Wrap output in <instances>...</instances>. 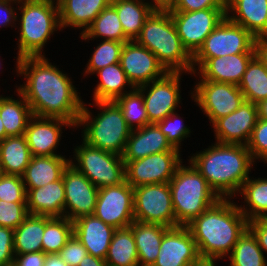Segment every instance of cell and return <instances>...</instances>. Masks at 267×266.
I'll return each instance as SVG.
<instances>
[{
	"mask_svg": "<svg viewBox=\"0 0 267 266\" xmlns=\"http://www.w3.org/2000/svg\"><path fill=\"white\" fill-rule=\"evenodd\" d=\"M16 60V73L27 79L16 90L24 96L33 115L63 119L76 128L84 101L67 73L45 56Z\"/></svg>",
	"mask_w": 267,
	"mask_h": 266,
	"instance_id": "cell-1",
	"label": "cell"
},
{
	"mask_svg": "<svg viewBox=\"0 0 267 266\" xmlns=\"http://www.w3.org/2000/svg\"><path fill=\"white\" fill-rule=\"evenodd\" d=\"M202 260L228 258L239 237L248 228V220L231 199H220L187 226Z\"/></svg>",
	"mask_w": 267,
	"mask_h": 266,
	"instance_id": "cell-2",
	"label": "cell"
},
{
	"mask_svg": "<svg viewBox=\"0 0 267 266\" xmlns=\"http://www.w3.org/2000/svg\"><path fill=\"white\" fill-rule=\"evenodd\" d=\"M188 161L221 199L238 195L255 164L246 145L218 142L192 154Z\"/></svg>",
	"mask_w": 267,
	"mask_h": 266,
	"instance_id": "cell-3",
	"label": "cell"
},
{
	"mask_svg": "<svg viewBox=\"0 0 267 266\" xmlns=\"http://www.w3.org/2000/svg\"><path fill=\"white\" fill-rule=\"evenodd\" d=\"M135 41L150 50L167 72L193 73V56L183 46L167 8H155Z\"/></svg>",
	"mask_w": 267,
	"mask_h": 266,
	"instance_id": "cell-4",
	"label": "cell"
},
{
	"mask_svg": "<svg viewBox=\"0 0 267 266\" xmlns=\"http://www.w3.org/2000/svg\"><path fill=\"white\" fill-rule=\"evenodd\" d=\"M100 113L92 115L85 102L76 128L83 127L82 139L90 146L123 155L132 129L116 101H92Z\"/></svg>",
	"mask_w": 267,
	"mask_h": 266,
	"instance_id": "cell-5",
	"label": "cell"
},
{
	"mask_svg": "<svg viewBox=\"0 0 267 266\" xmlns=\"http://www.w3.org/2000/svg\"><path fill=\"white\" fill-rule=\"evenodd\" d=\"M19 37L17 59L45 56L42 52L48 40L57 30L62 31L57 1H19ZM59 28V29H58Z\"/></svg>",
	"mask_w": 267,
	"mask_h": 266,
	"instance_id": "cell-6",
	"label": "cell"
},
{
	"mask_svg": "<svg viewBox=\"0 0 267 266\" xmlns=\"http://www.w3.org/2000/svg\"><path fill=\"white\" fill-rule=\"evenodd\" d=\"M169 188L175 227L187 226L221 199L190 161L189 166L182 163L178 166Z\"/></svg>",
	"mask_w": 267,
	"mask_h": 266,
	"instance_id": "cell-7",
	"label": "cell"
},
{
	"mask_svg": "<svg viewBox=\"0 0 267 266\" xmlns=\"http://www.w3.org/2000/svg\"><path fill=\"white\" fill-rule=\"evenodd\" d=\"M73 151L74 158H70V164L97 188L119 185L126 180L125 163L121 155L90 146L85 141Z\"/></svg>",
	"mask_w": 267,
	"mask_h": 266,
	"instance_id": "cell-8",
	"label": "cell"
},
{
	"mask_svg": "<svg viewBox=\"0 0 267 266\" xmlns=\"http://www.w3.org/2000/svg\"><path fill=\"white\" fill-rule=\"evenodd\" d=\"M256 40L244 27L231 22L225 17L206 37L203 45L193 55V72H196L197 68L209 58L256 53Z\"/></svg>",
	"mask_w": 267,
	"mask_h": 266,
	"instance_id": "cell-9",
	"label": "cell"
},
{
	"mask_svg": "<svg viewBox=\"0 0 267 266\" xmlns=\"http://www.w3.org/2000/svg\"><path fill=\"white\" fill-rule=\"evenodd\" d=\"M134 221L175 227L169 183L133 188Z\"/></svg>",
	"mask_w": 267,
	"mask_h": 266,
	"instance_id": "cell-10",
	"label": "cell"
},
{
	"mask_svg": "<svg viewBox=\"0 0 267 266\" xmlns=\"http://www.w3.org/2000/svg\"><path fill=\"white\" fill-rule=\"evenodd\" d=\"M191 92L196 105L213 124L220 117L229 115L245 101L238 85L231 83L200 80Z\"/></svg>",
	"mask_w": 267,
	"mask_h": 266,
	"instance_id": "cell-11",
	"label": "cell"
},
{
	"mask_svg": "<svg viewBox=\"0 0 267 266\" xmlns=\"http://www.w3.org/2000/svg\"><path fill=\"white\" fill-rule=\"evenodd\" d=\"M226 11L227 8H209L193 12H170L177 34L192 56L226 17Z\"/></svg>",
	"mask_w": 267,
	"mask_h": 266,
	"instance_id": "cell-12",
	"label": "cell"
},
{
	"mask_svg": "<svg viewBox=\"0 0 267 266\" xmlns=\"http://www.w3.org/2000/svg\"><path fill=\"white\" fill-rule=\"evenodd\" d=\"M180 72H167L163 77L136 87L144 98L150 123H157L180 107Z\"/></svg>",
	"mask_w": 267,
	"mask_h": 266,
	"instance_id": "cell-13",
	"label": "cell"
},
{
	"mask_svg": "<svg viewBox=\"0 0 267 266\" xmlns=\"http://www.w3.org/2000/svg\"><path fill=\"white\" fill-rule=\"evenodd\" d=\"M181 151H165L129 161L125 165L127 183L136 188L142 185L169 183L176 169L184 163Z\"/></svg>",
	"mask_w": 267,
	"mask_h": 266,
	"instance_id": "cell-14",
	"label": "cell"
},
{
	"mask_svg": "<svg viewBox=\"0 0 267 266\" xmlns=\"http://www.w3.org/2000/svg\"><path fill=\"white\" fill-rule=\"evenodd\" d=\"M94 215L116 229L129 227L134 221L133 187L125 180L100 188Z\"/></svg>",
	"mask_w": 267,
	"mask_h": 266,
	"instance_id": "cell-15",
	"label": "cell"
},
{
	"mask_svg": "<svg viewBox=\"0 0 267 266\" xmlns=\"http://www.w3.org/2000/svg\"><path fill=\"white\" fill-rule=\"evenodd\" d=\"M62 179L65 190L64 217L73 222L94 214L99 188L70 163L64 169Z\"/></svg>",
	"mask_w": 267,
	"mask_h": 266,
	"instance_id": "cell-16",
	"label": "cell"
},
{
	"mask_svg": "<svg viewBox=\"0 0 267 266\" xmlns=\"http://www.w3.org/2000/svg\"><path fill=\"white\" fill-rule=\"evenodd\" d=\"M119 63L134 87L150 83L167 73L157 57L135 40L124 43Z\"/></svg>",
	"mask_w": 267,
	"mask_h": 266,
	"instance_id": "cell-17",
	"label": "cell"
},
{
	"mask_svg": "<svg viewBox=\"0 0 267 266\" xmlns=\"http://www.w3.org/2000/svg\"><path fill=\"white\" fill-rule=\"evenodd\" d=\"M201 260L196 242L186 226L169 228L163 235L152 266H193Z\"/></svg>",
	"mask_w": 267,
	"mask_h": 266,
	"instance_id": "cell-18",
	"label": "cell"
},
{
	"mask_svg": "<svg viewBox=\"0 0 267 266\" xmlns=\"http://www.w3.org/2000/svg\"><path fill=\"white\" fill-rule=\"evenodd\" d=\"M257 119L256 104L244 101L234 112L220 117L211 125L216 138L215 142L247 145Z\"/></svg>",
	"mask_w": 267,
	"mask_h": 266,
	"instance_id": "cell-19",
	"label": "cell"
},
{
	"mask_svg": "<svg viewBox=\"0 0 267 266\" xmlns=\"http://www.w3.org/2000/svg\"><path fill=\"white\" fill-rule=\"evenodd\" d=\"M64 126L75 128L71 122L63 119L33 115L24 133L32 156L59 155L55 150L58 149Z\"/></svg>",
	"mask_w": 267,
	"mask_h": 266,
	"instance_id": "cell-20",
	"label": "cell"
},
{
	"mask_svg": "<svg viewBox=\"0 0 267 266\" xmlns=\"http://www.w3.org/2000/svg\"><path fill=\"white\" fill-rule=\"evenodd\" d=\"M255 55L256 53H241L209 58L191 76L199 75L200 80L239 85L248 64Z\"/></svg>",
	"mask_w": 267,
	"mask_h": 266,
	"instance_id": "cell-21",
	"label": "cell"
},
{
	"mask_svg": "<svg viewBox=\"0 0 267 266\" xmlns=\"http://www.w3.org/2000/svg\"><path fill=\"white\" fill-rule=\"evenodd\" d=\"M116 228L107 225L94 214L73 221V234L88 254L105 260Z\"/></svg>",
	"mask_w": 267,
	"mask_h": 266,
	"instance_id": "cell-22",
	"label": "cell"
},
{
	"mask_svg": "<svg viewBox=\"0 0 267 266\" xmlns=\"http://www.w3.org/2000/svg\"><path fill=\"white\" fill-rule=\"evenodd\" d=\"M165 151H181L174 148L156 123L132 130L122 155L125 165L129 161Z\"/></svg>",
	"mask_w": 267,
	"mask_h": 266,
	"instance_id": "cell-23",
	"label": "cell"
},
{
	"mask_svg": "<svg viewBox=\"0 0 267 266\" xmlns=\"http://www.w3.org/2000/svg\"><path fill=\"white\" fill-rule=\"evenodd\" d=\"M226 17L256 39L267 37V0H227Z\"/></svg>",
	"mask_w": 267,
	"mask_h": 266,
	"instance_id": "cell-24",
	"label": "cell"
},
{
	"mask_svg": "<svg viewBox=\"0 0 267 266\" xmlns=\"http://www.w3.org/2000/svg\"><path fill=\"white\" fill-rule=\"evenodd\" d=\"M29 215L64 217L65 190L62 177L26 194Z\"/></svg>",
	"mask_w": 267,
	"mask_h": 266,
	"instance_id": "cell-25",
	"label": "cell"
},
{
	"mask_svg": "<svg viewBox=\"0 0 267 266\" xmlns=\"http://www.w3.org/2000/svg\"><path fill=\"white\" fill-rule=\"evenodd\" d=\"M110 2L111 0H58L61 29L82 28L80 34L84 33Z\"/></svg>",
	"mask_w": 267,
	"mask_h": 266,
	"instance_id": "cell-26",
	"label": "cell"
},
{
	"mask_svg": "<svg viewBox=\"0 0 267 266\" xmlns=\"http://www.w3.org/2000/svg\"><path fill=\"white\" fill-rule=\"evenodd\" d=\"M70 163V158L65 155L32 156L22 177L26 193L30 189L45 186L48 183L59 180L64 169Z\"/></svg>",
	"mask_w": 267,
	"mask_h": 266,
	"instance_id": "cell-27",
	"label": "cell"
},
{
	"mask_svg": "<svg viewBox=\"0 0 267 266\" xmlns=\"http://www.w3.org/2000/svg\"><path fill=\"white\" fill-rule=\"evenodd\" d=\"M133 232L139 266H152L156 261L160 244L168 227L133 221L129 226Z\"/></svg>",
	"mask_w": 267,
	"mask_h": 266,
	"instance_id": "cell-28",
	"label": "cell"
},
{
	"mask_svg": "<svg viewBox=\"0 0 267 266\" xmlns=\"http://www.w3.org/2000/svg\"><path fill=\"white\" fill-rule=\"evenodd\" d=\"M31 158L24 135L9 136L0 141V173L22 176Z\"/></svg>",
	"mask_w": 267,
	"mask_h": 266,
	"instance_id": "cell-29",
	"label": "cell"
},
{
	"mask_svg": "<svg viewBox=\"0 0 267 266\" xmlns=\"http://www.w3.org/2000/svg\"><path fill=\"white\" fill-rule=\"evenodd\" d=\"M110 4L116 9L124 34L130 41L139 36L146 18L156 8L145 0H111Z\"/></svg>",
	"mask_w": 267,
	"mask_h": 266,
	"instance_id": "cell-30",
	"label": "cell"
},
{
	"mask_svg": "<svg viewBox=\"0 0 267 266\" xmlns=\"http://www.w3.org/2000/svg\"><path fill=\"white\" fill-rule=\"evenodd\" d=\"M95 73L100 82L98 81L97 86L93 89L94 101H116L119 97L135 88L128 80L120 63L108 65ZM125 87H129L130 90ZM124 89H128V91Z\"/></svg>",
	"mask_w": 267,
	"mask_h": 266,
	"instance_id": "cell-31",
	"label": "cell"
},
{
	"mask_svg": "<svg viewBox=\"0 0 267 266\" xmlns=\"http://www.w3.org/2000/svg\"><path fill=\"white\" fill-rule=\"evenodd\" d=\"M18 99L0 95V117L6 135H24L28 122L33 116L32 110L24 96L17 90ZM14 98V99H13Z\"/></svg>",
	"mask_w": 267,
	"mask_h": 266,
	"instance_id": "cell-32",
	"label": "cell"
},
{
	"mask_svg": "<svg viewBox=\"0 0 267 266\" xmlns=\"http://www.w3.org/2000/svg\"><path fill=\"white\" fill-rule=\"evenodd\" d=\"M239 193L245 204L239 209L248 221L267 218V178L249 177Z\"/></svg>",
	"mask_w": 267,
	"mask_h": 266,
	"instance_id": "cell-33",
	"label": "cell"
},
{
	"mask_svg": "<svg viewBox=\"0 0 267 266\" xmlns=\"http://www.w3.org/2000/svg\"><path fill=\"white\" fill-rule=\"evenodd\" d=\"M98 37H101L102 40L124 43L130 41L124 34L116 9L111 4L102 10L85 32L80 34L79 38L89 42Z\"/></svg>",
	"mask_w": 267,
	"mask_h": 266,
	"instance_id": "cell-34",
	"label": "cell"
},
{
	"mask_svg": "<svg viewBox=\"0 0 267 266\" xmlns=\"http://www.w3.org/2000/svg\"><path fill=\"white\" fill-rule=\"evenodd\" d=\"M45 232V216L28 215L14 230V254L40 252Z\"/></svg>",
	"mask_w": 267,
	"mask_h": 266,
	"instance_id": "cell-35",
	"label": "cell"
},
{
	"mask_svg": "<svg viewBox=\"0 0 267 266\" xmlns=\"http://www.w3.org/2000/svg\"><path fill=\"white\" fill-rule=\"evenodd\" d=\"M105 261L109 266H139L137 248L130 227L116 229Z\"/></svg>",
	"mask_w": 267,
	"mask_h": 266,
	"instance_id": "cell-36",
	"label": "cell"
},
{
	"mask_svg": "<svg viewBox=\"0 0 267 266\" xmlns=\"http://www.w3.org/2000/svg\"><path fill=\"white\" fill-rule=\"evenodd\" d=\"M238 87L245 101L257 104L267 99V69L257 55L248 64Z\"/></svg>",
	"mask_w": 267,
	"mask_h": 266,
	"instance_id": "cell-37",
	"label": "cell"
},
{
	"mask_svg": "<svg viewBox=\"0 0 267 266\" xmlns=\"http://www.w3.org/2000/svg\"><path fill=\"white\" fill-rule=\"evenodd\" d=\"M229 266H267V259L256 237L247 228L229 255Z\"/></svg>",
	"mask_w": 267,
	"mask_h": 266,
	"instance_id": "cell-38",
	"label": "cell"
},
{
	"mask_svg": "<svg viewBox=\"0 0 267 266\" xmlns=\"http://www.w3.org/2000/svg\"><path fill=\"white\" fill-rule=\"evenodd\" d=\"M73 235V222L67 217L45 216L42 249L45 254L59 253Z\"/></svg>",
	"mask_w": 267,
	"mask_h": 266,
	"instance_id": "cell-39",
	"label": "cell"
},
{
	"mask_svg": "<svg viewBox=\"0 0 267 266\" xmlns=\"http://www.w3.org/2000/svg\"><path fill=\"white\" fill-rule=\"evenodd\" d=\"M116 102L121 107L124 119L132 130L151 124L147 117L142 93L136 87L119 97Z\"/></svg>",
	"mask_w": 267,
	"mask_h": 266,
	"instance_id": "cell-40",
	"label": "cell"
},
{
	"mask_svg": "<svg viewBox=\"0 0 267 266\" xmlns=\"http://www.w3.org/2000/svg\"><path fill=\"white\" fill-rule=\"evenodd\" d=\"M97 45L86 64L87 68L85 69L84 76L93 75L101 68L120 62V55L124 42L103 40L99 44L97 43Z\"/></svg>",
	"mask_w": 267,
	"mask_h": 266,
	"instance_id": "cell-41",
	"label": "cell"
},
{
	"mask_svg": "<svg viewBox=\"0 0 267 266\" xmlns=\"http://www.w3.org/2000/svg\"><path fill=\"white\" fill-rule=\"evenodd\" d=\"M175 112L157 122L161 132L166 136L170 144L180 150L181 142L187 137H190V127L185 126L182 118Z\"/></svg>",
	"mask_w": 267,
	"mask_h": 266,
	"instance_id": "cell-42",
	"label": "cell"
},
{
	"mask_svg": "<svg viewBox=\"0 0 267 266\" xmlns=\"http://www.w3.org/2000/svg\"><path fill=\"white\" fill-rule=\"evenodd\" d=\"M26 194L21 176L0 173V200L26 202Z\"/></svg>",
	"mask_w": 267,
	"mask_h": 266,
	"instance_id": "cell-43",
	"label": "cell"
},
{
	"mask_svg": "<svg viewBox=\"0 0 267 266\" xmlns=\"http://www.w3.org/2000/svg\"><path fill=\"white\" fill-rule=\"evenodd\" d=\"M28 215L26 202L0 200V227L15 230Z\"/></svg>",
	"mask_w": 267,
	"mask_h": 266,
	"instance_id": "cell-44",
	"label": "cell"
},
{
	"mask_svg": "<svg viewBox=\"0 0 267 266\" xmlns=\"http://www.w3.org/2000/svg\"><path fill=\"white\" fill-rule=\"evenodd\" d=\"M246 146L254 162L261 160V162L267 163V121L257 119Z\"/></svg>",
	"mask_w": 267,
	"mask_h": 266,
	"instance_id": "cell-45",
	"label": "cell"
},
{
	"mask_svg": "<svg viewBox=\"0 0 267 266\" xmlns=\"http://www.w3.org/2000/svg\"><path fill=\"white\" fill-rule=\"evenodd\" d=\"M209 8H227V0H174L169 12H193Z\"/></svg>",
	"mask_w": 267,
	"mask_h": 266,
	"instance_id": "cell-46",
	"label": "cell"
},
{
	"mask_svg": "<svg viewBox=\"0 0 267 266\" xmlns=\"http://www.w3.org/2000/svg\"><path fill=\"white\" fill-rule=\"evenodd\" d=\"M58 254L68 266H79L80 262L88 252L73 234Z\"/></svg>",
	"mask_w": 267,
	"mask_h": 266,
	"instance_id": "cell-47",
	"label": "cell"
},
{
	"mask_svg": "<svg viewBox=\"0 0 267 266\" xmlns=\"http://www.w3.org/2000/svg\"><path fill=\"white\" fill-rule=\"evenodd\" d=\"M14 230L0 227V266L14 262Z\"/></svg>",
	"mask_w": 267,
	"mask_h": 266,
	"instance_id": "cell-48",
	"label": "cell"
},
{
	"mask_svg": "<svg viewBox=\"0 0 267 266\" xmlns=\"http://www.w3.org/2000/svg\"><path fill=\"white\" fill-rule=\"evenodd\" d=\"M12 4H16L18 6L19 1L0 0V28L9 27V26L14 27V25L16 26L17 23L15 22L17 21V18L19 17V15L17 14V11L15 10L18 8L13 7Z\"/></svg>",
	"mask_w": 267,
	"mask_h": 266,
	"instance_id": "cell-49",
	"label": "cell"
},
{
	"mask_svg": "<svg viewBox=\"0 0 267 266\" xmlns=\"http://www.w3.org/2000/svg\"><path fill=\"white\" fill-rule=\"evenodd\" d=\"M248 229L256 237L258 245L267 254V218L248 221Z\"/></svg>",
	"mask_w": 267,
	"mask_h": 266,
	"instance_id": "cell-50",
	"label": "cell"
},
{
	"mask_svg": "<svg viewBox=\"0 0 267 266\" xmlns=\"http://www.w3.org/2000/svg\"><path fill=\"white\" fill-rule=\"evenodd\" d=\"M46 256L43 251L15 254L14 262L18 266H44Z\"/></svg>",
	"mask_w": 267,
	"mask_h": 266,
	"instance_id": "cell-51",
	"label": "cell"
},
{
	"mask_svg": "<svg viewBox=\"0 0 267 266\" xmlns=\"http://www.w3.org/2000/svg\"><path fill=\"white\" fill-rule=\"evenodd\" d=\"M255 52L267 69V37L258 38L256 40Z\"/></svg>",
	"mask_w": 267,
	"mask_h": 266,
	"instance_id": "cell-52",
	"label": "cell"
},
{
	"mask_svg": "<svg viewBox=\"0 0 267 266\" xmlns=\"http://www.w3.org/2000/svg\"><path fill=\"white\" fill-rule=\"evenodd\" d=\"M79 266H109V265L106 263L105 260L87 254L80 262Z\"/></svg>",
	"mask_w": 267,
	"mask_h": 266,
	"instance_id": "cell-53",
	"label": "cell"
},
{
	"mask_svg": "<svg viewBox=\"0 0 267 266\" xmlns=\"http://www.w3.org/2000/svg\"><path fill=\"white\" fill-rule=\"evenodd\" d=\"M44 266H68L58 253L47 254Z\"/></svg>",
	"mask_w": 267,
	"mask_h": 266,
	"instance_id": "cell-54",
	"label": "cell"
},
{
	"mask_svg": "<svg viewBox=\"0 0 267 266\" xmlns=\"http://www.w3.org/2000/svg\"><path fill=\"white\" fill-rule=\"evenodd\" d=\"M258 119L267 121V99L256 104Z\"/></svg>",
	"mask_w": 267,
	"mask_h": 266,
	"instance_id": "cell-55",
	"label": "cell"
},
{
	"mask_svg": "<svg viewBox=\"0 0 267 266\" xmlns=\"http://www.w3.org/2000/svg\"><path fill=\"white\" fill-rule=\"evenodd\" d=\"M174 0H151L156 8H168Z\"/></svg>",
	"mask_w": 267,
	"mask_h": 266,
	"instance_id": "cell-56",
	"label": "cell"
},
{
	"mask_svg": "<svg viewBox=\"0 0 267 266\" xmlns=\"http://www.w3.org/2000/svg\"><path fill=\"white\" fill-rule=\"evenodd\" d=\"M193 266H216L215 260H200L198 263Z\"/></svg>",
	"mask_w": 267,
	"mask_h": 266,
	"instance_id": "cell-57",
	"label": "cell"
},
{
	"mask_svg": "<svg viewBox=\"0 0 267 266\" xmlns=\"http://www.w3.org/2000/svg\"><path fill=\"white\" fill-rule=\"evenodd\" d=\"M6 137L8 136L6 135L5 128L2 123V118L0 117V141L4 140Z\"/></svg>",
	"mask_w": 267,
	"mask_h": 266,
	"instance_id": "cell-58",
	"label": "cell"
},
{
	"mask_svg": "<svg viewBox=\"0 0 267 266\" xmlns=\"http://www.w3.org/2000/svg\"><path fill=\"white\" fill-rule=\"evenodd\" d=\"M5 266H18V265L15 262H12V263H9V264H7Z\"/></svg>",
	"mask_w": 267,
	"mask_h": 266,
	"instance_id": "cell-59",
	"label": "cell"
}]
</instances>
